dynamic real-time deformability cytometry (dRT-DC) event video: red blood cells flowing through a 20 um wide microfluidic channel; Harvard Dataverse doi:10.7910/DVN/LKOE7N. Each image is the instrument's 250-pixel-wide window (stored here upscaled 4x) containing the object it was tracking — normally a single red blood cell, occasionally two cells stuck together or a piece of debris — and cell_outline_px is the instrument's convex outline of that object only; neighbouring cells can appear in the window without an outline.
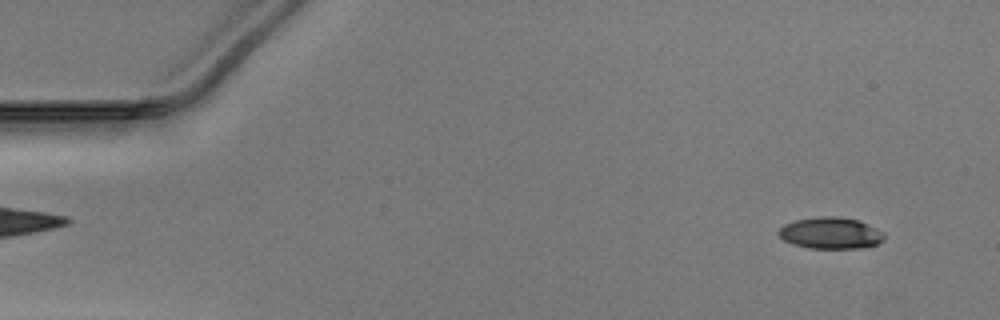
{"species": "Egyptian fruit bat (a non-hibernating species)", "species_latin": "Rousettus aegyptiacus", "temperature_condition": "warm", "stored_images_in_passage": 51, "camera_frame_rate_fps": 3000, "um_per_image_px": 0.085, "animal": {"sex": "male"}, "frame": {"image": 1, "passage_image": 3, "time_ms": 0.667, "image_size_px": [1000, 320], "cell_outline_px": [[884, 240], [876, 244], [860, 248], [808, 248], [792, 244], [784, 240], [776, 232], [784, 224], [796, 220], [820, 216], [836, 216], [860, 220], [884, 232]], "centroid_in_image_um": [70.6, 19.8], "position_along_channel_um": 14.4, "area_um2": 19.48}}
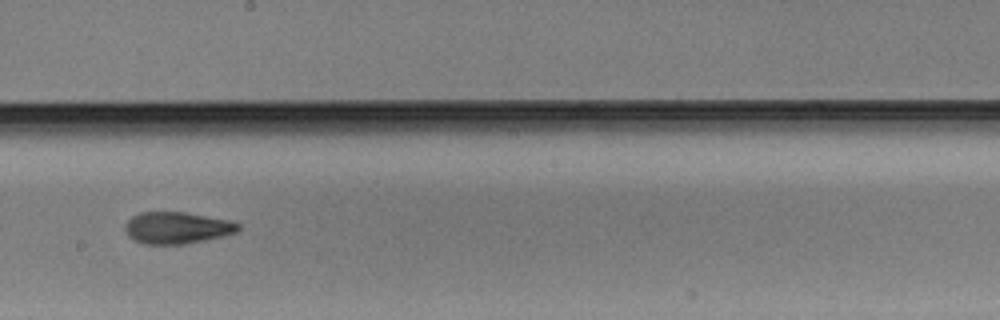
{"frame": {"image": 2, "passage_image": 28, "time_ms": 9.0, "image_size_px": [1000, 320], "cell_outline_px": [[240, 228], [236, 232], [224, 236], [184, 244], [144, 244], [128, 236], [124, 228], [124, 224], [132, 216], [140, 212], [184, 212], [228, 220], [240, 224]], "centroid_in_image_um": [15.02, 19.36], "position_along_channel_um": 233.2, "area_um2": 20.87}}
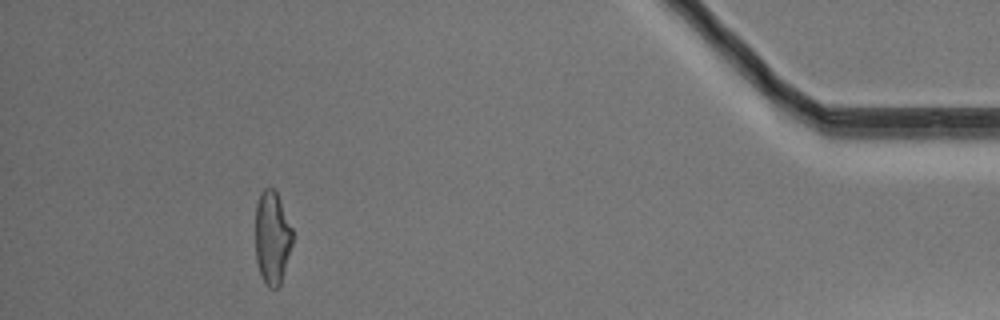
{"frame": {"image": 3, "passage_image": 46, "time_ms": 15.0, "image_size_px": [1000, 320], "cell_outline_px": [[292, 244], [280, 284], [276, 288], [268, 288], [260, 272], [256, 260], [256, 204], [260, 192], [264, 188], [276, 188], [292, 228]], "centroid_in_image_um": [23.13, 20.14], "position_along_channel_um": 412.1, "area_um2": 20.11}}